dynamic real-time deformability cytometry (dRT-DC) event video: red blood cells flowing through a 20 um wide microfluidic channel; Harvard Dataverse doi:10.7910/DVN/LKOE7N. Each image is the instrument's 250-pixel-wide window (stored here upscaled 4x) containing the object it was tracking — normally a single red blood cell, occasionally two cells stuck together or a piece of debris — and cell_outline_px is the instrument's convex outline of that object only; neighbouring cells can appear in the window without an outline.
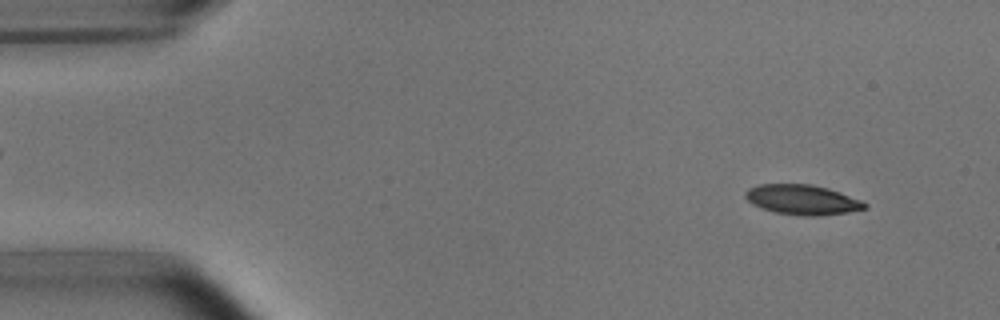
{"species": "common noctule bat (a hibernating species)", "species_latin": "Nyctalus noctula", "temperature_condition": "room temperature", "stored_images_in_passage": 51, "camera_frame_rate_fps": 3000, "um_per_image_px": 0.085, "animal": {"sex": "male", "body_mass_g": 15.6}, "frame": {"image": 1, "passage_image": 4, "time_ms": 1.0, "image_size_px": [1000, 320], "cell_outline_px": [[868, 208], [848, 212], [820, 216], [800, 216], [776, 212], [760, 208], [752, 204], [744, 196], [744, 192], [748, 188], [760, 184], [812, 184], [828, 188], [840, 192], [860, 200], [868, 204]], "centroid_in_image_um": [68.19, 16.98], "position_along_channel_um": 16.8, "area_um2": 20.98}}
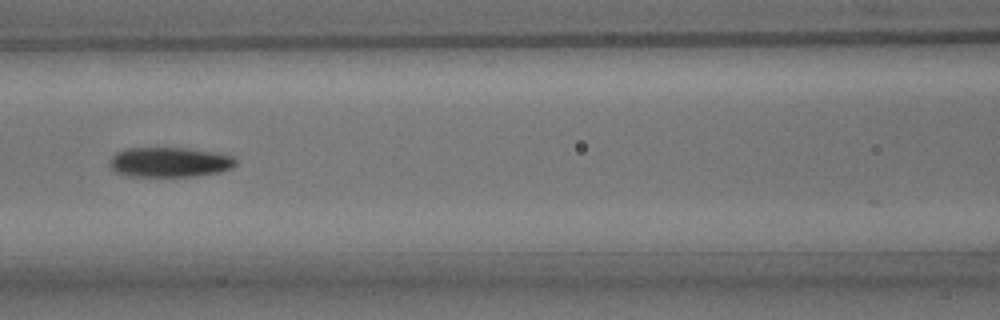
{"frame": {"image": 2, "passage_image": 22, "time_ms": 7.0, "image_size_px": [1000, 320], "cell_outline_px": [[236, 164], [232, 168], [220, 172], [196, 176], [128, 176], [116, 172], [108, 164], [112, 156], [116, 152], [124, 148], [188, 148], [220, 152], [232, 156], [236, 160]], "centroid_in_image_um": [14.43, 13.77], "position_along_channel_um": 152.2, "area_um2": 22.2}}
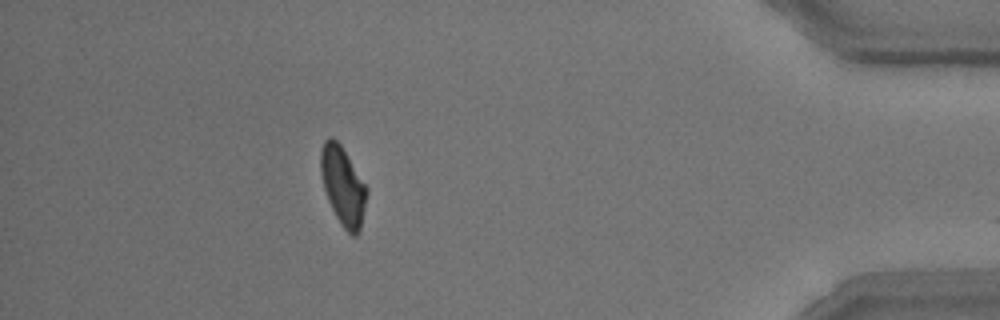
{"frame": {"image": 3, "passage_image": 46, "time_ms": 15.0, "image_size_px": [1000, 320], "cell_outline_px": [[368, 192], [360, 228], [356, 236], [352, 236], [344, 228], [336, 216], [328, 200], [324, 188], [320, 172], [320, 152], [324, 140], [328, 136], [332, 136], [340, 144], [368, 188]], "centroid_in_image_um": [29.14, 15.77], "position_along_channel_um": 406.1, "area_um2": 20.92}, "authors_computed_cell_mechanics": {"area_um2": 21.7328, "velocity_mm_per_s": 3.8046, "shape_relaxation_time_tau1_ms": 4.3263, "shape_relaxation_time_tau2_ms": 4.5224, "deformation_change_tau1": 0.1452, "deformation_change_tau2": 0.1099}}